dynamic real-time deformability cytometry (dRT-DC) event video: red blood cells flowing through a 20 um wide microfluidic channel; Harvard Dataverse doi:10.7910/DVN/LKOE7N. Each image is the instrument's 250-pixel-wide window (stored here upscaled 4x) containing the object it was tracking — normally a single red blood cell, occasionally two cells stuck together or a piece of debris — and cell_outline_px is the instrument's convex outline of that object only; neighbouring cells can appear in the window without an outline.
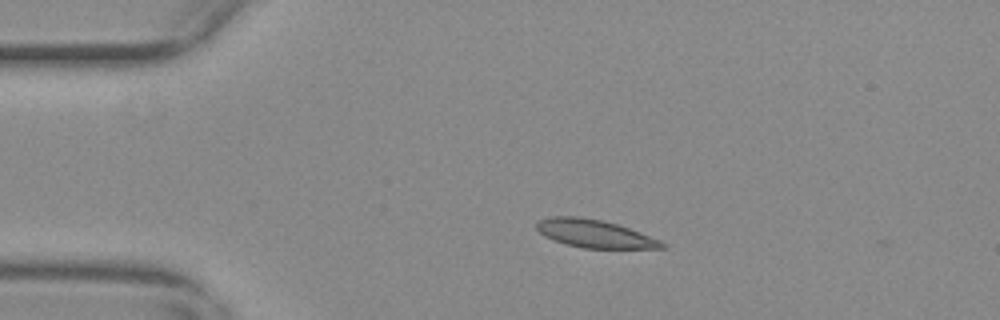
{"species": "common noctule bat (a hibernating species)", "species_latin": "Nyctalus noctula", "temperature_condition": "warm", "stored_images_in_passage": 2, "camera_frame_rate_fps": 3000, "um_per_image_px": 0.085, "animal": {"sex": "female", "body_mass_g": 29.2, "forearm_length_mm": 56.3}, "frame": {"image": 1, "passage_image": 1, "time_ms": 0.0, "image_size_px": [1000, 320], "cell_outline_px": [[668, 248], [584, 248], [568, 244], [544, 236], [536, 228], [536, 220], [552, 216], [580, 216], [604, 220], [640, 232], [660, 240], [668, 244]], "centroid_in_image_um": [50.55, 19.85], "position_along_channel_um": 34.4, "area_um2": 20.4}}